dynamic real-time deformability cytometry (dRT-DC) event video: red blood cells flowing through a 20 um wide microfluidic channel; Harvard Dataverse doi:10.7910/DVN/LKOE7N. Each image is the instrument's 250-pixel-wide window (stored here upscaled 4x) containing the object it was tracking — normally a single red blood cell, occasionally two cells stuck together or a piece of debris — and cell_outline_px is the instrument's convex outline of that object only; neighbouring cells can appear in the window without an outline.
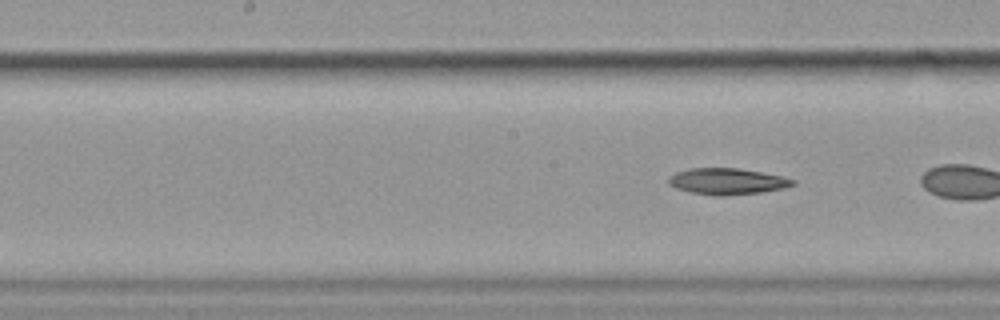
{"species": "common noctule bat (a hibernating species)", "species_latin": "Nyctalus noctula", "temperature_condition": "cold", "stored_images_in_passage": 7, "segment_of_instrument_passage": [2, 2], "camera_frame_rate_fps": 3000, "um_per_image_px": 0.085, "animal": {"sex": "female", "body_mass_g": 19.9}, "frame": {"image": 1, "passage_image": 7, "time_ms": 8.0, "image_size_px": [1000, 320], "cell_outline_px": [[796, 184], [784, 188], [760, 192], [720, 196], [716, 196], [692, 192], [676, 188], [668, 184], [668, 176], [676, 172], [688, 168], [740, 168], [784, 176], [796, 180]], "centroid_in_image_um": [61.82, 15.4], "position_along_channel_um": 186.4, "area_um2": 19.13}}